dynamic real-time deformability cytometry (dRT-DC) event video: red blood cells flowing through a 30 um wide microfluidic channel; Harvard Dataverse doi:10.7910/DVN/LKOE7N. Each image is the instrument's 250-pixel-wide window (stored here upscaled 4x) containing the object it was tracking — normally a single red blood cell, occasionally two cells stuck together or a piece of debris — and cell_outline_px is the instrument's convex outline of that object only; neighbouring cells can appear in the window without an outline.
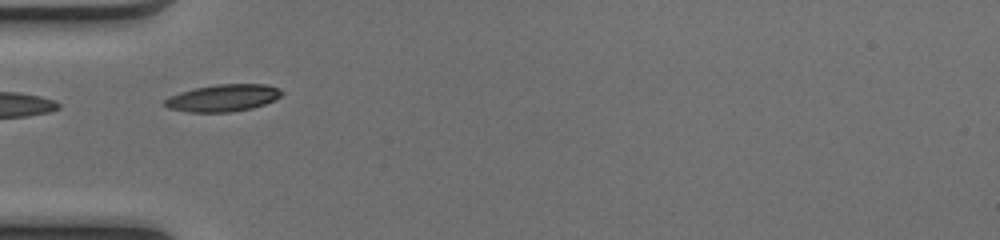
{"species": "common noctule bat (a hibernating species)", "species_latin": "Nyctalus noctula", "temperature_condition": "cold", "stored_images_in_passage": 8, "camera_frame_rate_fps": 3000, "um_per_image_px": 0.085, "animal": {"sex": "female", "body_mass_g": 17.0, "forearm_length_mm": 48.0}, "frame": {"image": 1, "passage_image": 2, "time_ms": 0.333, "image_size_px": [1000, 240], "cell_outline_px": [[284, 92], [280, 96], [264, 104], [252, 108], [228, 112], [188, 112], [168, 108], [160, 104], [168, 96], [180, 92], [196, 88], [216, 84], [268, 84], [280, 88]], "centroid_in_image_um": [18.92, 8.32], "position_along_channel_um": 66.1, "area_um2": 18.55}}